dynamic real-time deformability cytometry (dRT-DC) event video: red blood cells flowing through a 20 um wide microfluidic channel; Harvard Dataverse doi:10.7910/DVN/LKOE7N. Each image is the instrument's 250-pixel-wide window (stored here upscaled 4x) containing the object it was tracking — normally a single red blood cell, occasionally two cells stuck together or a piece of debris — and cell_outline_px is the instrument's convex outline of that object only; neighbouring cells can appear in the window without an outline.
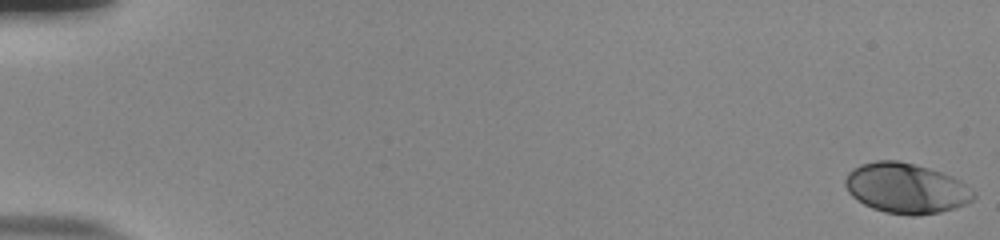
{"species": "human", "species_latin": "Homo sapiens", "temperature_condition": "room temperature", "stored_images_in_passage": 55, "camera_frame_rate_fps": 3000, "um_per_image_px": 0.085, "donor": {"sex": "male"}, "frame": {"image": 1, "passage_image": 1, "time_ms": 0.0, "image_size_px": [1000, 240], "cell_outline_px": [[976, 196], [972, 200], [956, 208], [940, 212], [916, 216], [908, 216], [884, 212], [872, 208], [856, 200], [848, 192], [844, 184], [844, 180], [848, 172], [852, 168], [860, 164], [876, 160], [900, 160], [928, 168], [952, 176], [960, 180], [976, 192]], "centroid_in_image_um": [77.0, 16.0], "position_along_channel_um": 8.0, "area_um2": 37.97}}
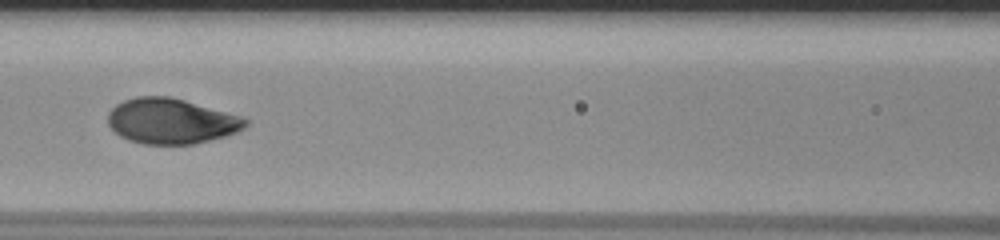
{"frame": {"image": 2, "passage_image": 27, "time_ms": 8.667, "image_size_px": [1000, 240], "cell_outline_px": [[248, 124], [244, 128], [236, 132], [224, 136], [192, 144], [144, 144], [128, 140], [120, 136], [108, 124], [108, 112], [116, 104], [124, 100], [136, 96], [168, 96], [184, 100], [244, 116], [248, 120]], "centroid_in_image_um": [14.55, 10.28], "position_along_channel_um": 152.0, "area_um2": 36.36}}
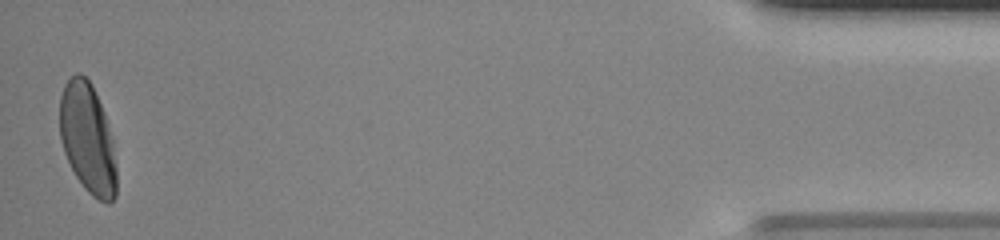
{"frame": {"image": 3, "passage_image": 55, "time_ms": 18.0, "image_size_px": [1000, 240], "cell_outline_px": [[116, 196], [108, 204], [92, 196], [84, 188], [76, 176], [64, 152], [60, 140], [60, 96], [64, 84], [76, 72], [80, 72], [92, 84], [104, 112], [112, 136], [116, 168]], "centroid_in_image_um": [7.45, 11.76], "position_along_channel_um": 427.8, "area_um2": 36.47}, "authors_computed_cell_mechanics": {"area_um2": 36.5296, "velocity_mm_per_s": 3.8054, "shape_relaxation_time_tau1_ms": 3.2, "shape_relaxation_time_tau2_ms": null, "deformation_change_tau1": 0.1748, "deformation_change_tau2": null}}